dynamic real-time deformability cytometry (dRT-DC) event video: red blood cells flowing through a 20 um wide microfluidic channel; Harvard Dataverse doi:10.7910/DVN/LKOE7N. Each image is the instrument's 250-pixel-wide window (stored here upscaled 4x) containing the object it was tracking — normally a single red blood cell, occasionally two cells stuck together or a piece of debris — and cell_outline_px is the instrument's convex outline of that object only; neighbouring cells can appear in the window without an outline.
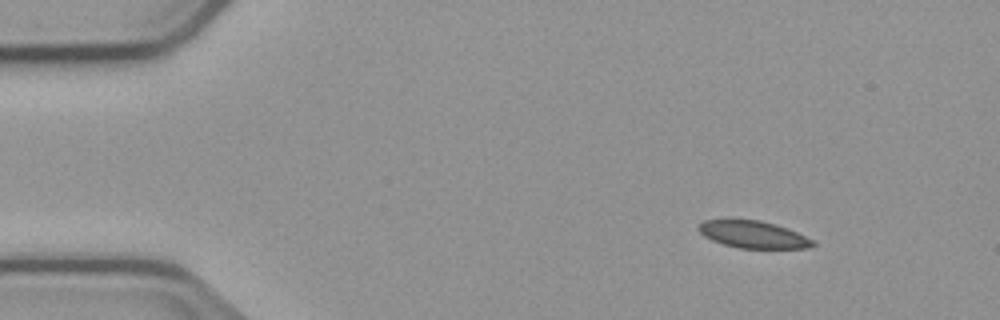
{"species": "common noctule bat (a hibernating species)", "species_latin": "Nyctalus noctula", "temperature_condition": "cold", "stored_images_in_passage": 4, "camera_frame_rate_fps": 3000, "um_per_image_px": 0.085, "animal": {"sex": "male", "body_mass_g": 23.1, "forearm_length_mm": 52.7}, "frame": {"image": 1, "passage_image": 1, "time_ms": 0.0, "image_size_px": [1000, 320], "cell_outline_px": [[816, 244], [808, 248], [740, 248], [724, 244], [712, 240], [704, 236], [696, 228], [704, 220], [728, 216], [760, 220], [776, 224], [788, 228], [812, 240]], "centroid_in_image_um": [63.93, 19.87], "position_along_channel_um": 21.1, "area_um2": 18.67}}
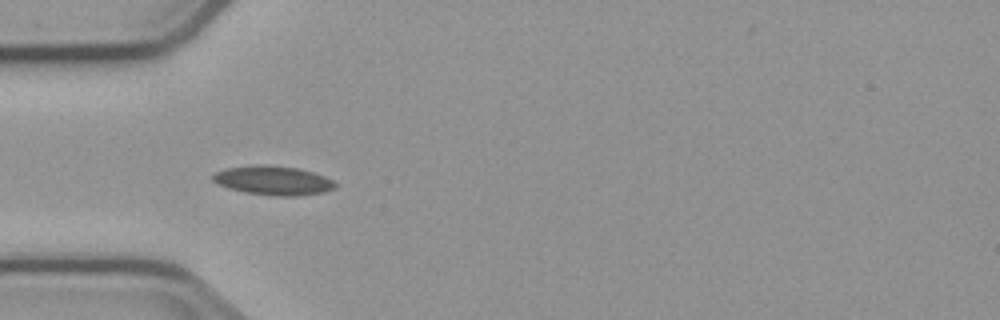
{"frame": {"image": 2, "passage_image": 4, "time_ms": 3.333, "image_size_px": [1000, 320], "cell_outline_px": [[336, 188], [324, 192], [296, 196], [276, 196], [244, 192], [228, 188], [216, 184], [212, 180], [212, 176], [216, 172], [228, 168], [252, 164], [264, 164], [300, 168], [324, 176], [332, 180], [336, 184]], "centroid_in_image_um": [23.21, 15.33], "position_along_channel_um": 61.8, "area_um2": 20.92}}